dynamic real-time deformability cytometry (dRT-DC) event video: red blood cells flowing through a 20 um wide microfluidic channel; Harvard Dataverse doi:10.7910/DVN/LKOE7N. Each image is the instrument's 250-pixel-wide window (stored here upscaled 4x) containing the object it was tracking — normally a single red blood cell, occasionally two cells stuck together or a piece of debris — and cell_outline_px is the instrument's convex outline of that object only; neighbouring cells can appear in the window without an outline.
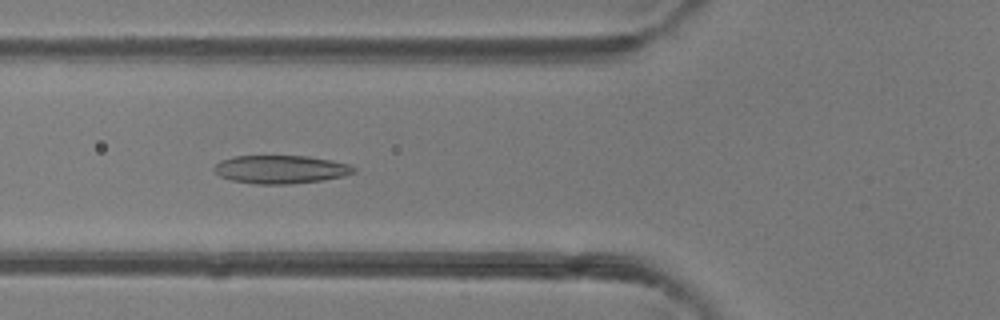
{"species": "common noctule bat (a hibernating species)", "species_latin": "Nyctalus noctula", "temperature_condition": "room temperature", "stored_images_in_passage": 35, "camera_frame_rate_fps": 3000, "um_per_image_px": 0.085, "animal": {"sex": "female"}, "frame": {"image": 1, "passage_image": 6, "time_ms": 1.667, "image_size_px": [1000, 320], "cell_outline_px": [[356, 172], [344, 176], [324, 180], [288, 184], [256, 184], [232, 180], [220, 176], [212, 168], [220, 160], [232, 156], [308, 156], [332, 160], [348, 164], [356, 168]], "centroid_in_image_um": [23.87, 14.39], "position_along_channel_um": 101.9, "area_um2": 23.06}}
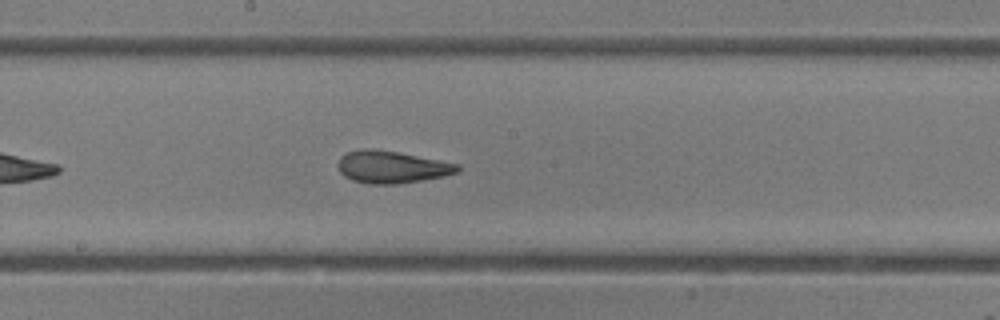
{"frame": {"image": 2, "passage_image": 14, "time_ms": 4.333, "image_size_px": [1000, 320], "cell_outline_px": [[460, 172], [444, 176], [396, 184], [364, 184], [352, 180], [344, 176], [340, 172], [336, 164], [340, 156], [348, 152], [364, 148], [368, 148], [396, 152], [460, 164]], "centroid_in_image_um": [33.26, 14.2], "position_along_channel_um": 214.9, "area_um2": 22.48}}
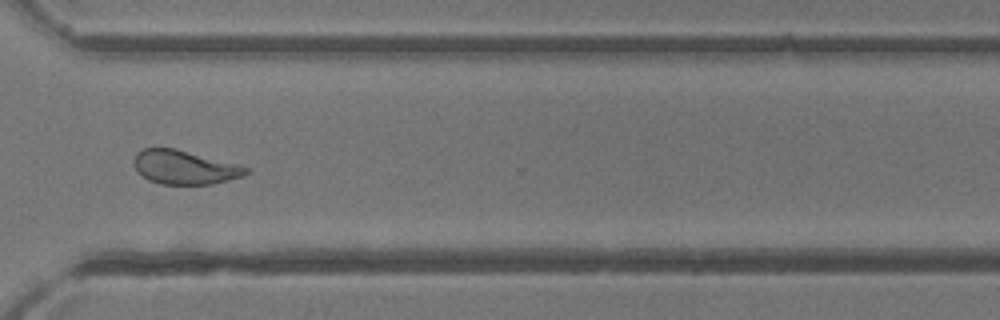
{"frame": {"image": 3, "passage_image": 24, "time_ms": 7.667, "image_size_px": [1000, 320], "cell_outline_px": [[248, 172], [244, 176], [212, 184], [160, 184], [148, 180], [136, 172], [136, 152], [144, 148], [176, 148], [236, 164], [248, 168]], "centroid_in_image_um": [15.67, 14.22], "position_along_channel_um": 354.9, "area_um2": 21.91}, "authors_computed_cell_mechanics": {"area_um2": 22.3686, "velocity_mm_per_s": 4.219, "shape_relaxation_time_tau1_ms": 7.5032, "shape_relaxation_time_tau2_ms": 1.8015, "deformation_change_tau1": 0.2132, "deformation_change_tau2": 0.1055}}